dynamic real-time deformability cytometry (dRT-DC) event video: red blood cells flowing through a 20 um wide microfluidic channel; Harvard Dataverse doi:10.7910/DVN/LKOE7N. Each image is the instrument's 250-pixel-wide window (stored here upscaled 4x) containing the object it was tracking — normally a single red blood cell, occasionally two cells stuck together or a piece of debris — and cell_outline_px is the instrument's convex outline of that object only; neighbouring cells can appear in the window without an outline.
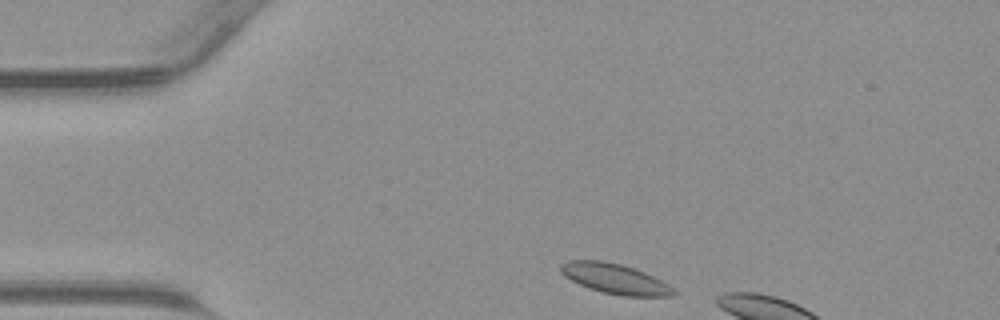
{"species": "common noctule bat (a hibernating species)", "species_latin": "Nyctalus noctula", "temperature_condition": "warm", "stored_images_in_passage": 5, "camera_frame_rate_fps": 3000, "um_per_image_px": 0.085, "animal": {"sex": "male", "body_mass_g": 23.1, "forearm_length_mm": 52.7}, "frame": {"image": 1, "passage_image": 1, "time_ms": 0.0, "image_size_px": [1000, 320], "cell_outline_px": [[680, 292], [676, 296], [624, 296], [604, 292], [588, 288], [564, 276], [560, 272], [560, 264], [568, 260], [604, 260], [620, 264], [644, 272], [668, 284]], "centroid_in_image_um": [52.29, 23.69], "position_along_channel_um": 32.7, "area_um2": 19.83}}